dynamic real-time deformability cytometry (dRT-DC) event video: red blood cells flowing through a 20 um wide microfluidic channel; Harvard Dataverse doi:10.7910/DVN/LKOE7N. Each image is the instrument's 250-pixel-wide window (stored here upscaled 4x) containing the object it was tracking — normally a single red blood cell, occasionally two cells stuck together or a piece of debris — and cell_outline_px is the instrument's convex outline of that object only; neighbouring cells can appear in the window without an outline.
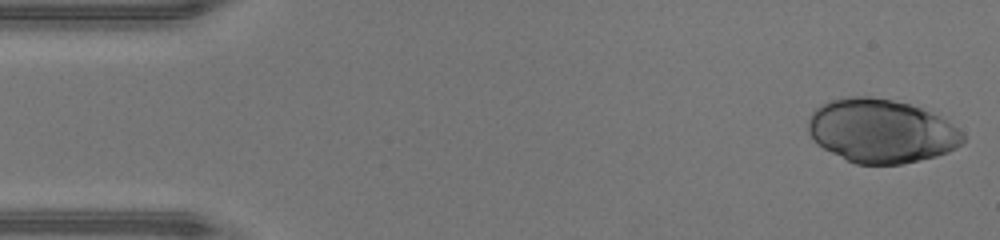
{"species": "human", "species_latin": "Homo sapiens", "temperature_condition": "warm", "stored_images_in_passage": 45, "camera_frame_rate_fps": 3000, "um_per_image_px": 0.085, "donor": {"sex": "male"}, "frame": {"image": 1, "passage_image": 1, "time_ms": 0.0, "image_size_px": [1000, 240], "cell_outline_px": [[964, 140], [956, 148], [948, 152], [936, 156], [920, 160], [900, 164], [856, 164], [816, 144], [808, 132], [808, 120], [812, 112], [816, 108], [828, 100], [848, 96], [868, 96], [892, 100], [908, 104], [920, 108], [940, 116], [964, 132]], "centroid_in_image_um": [74.89, 11.13], "position_along_channel_um": 10.1, "area_um2": 57.4}}
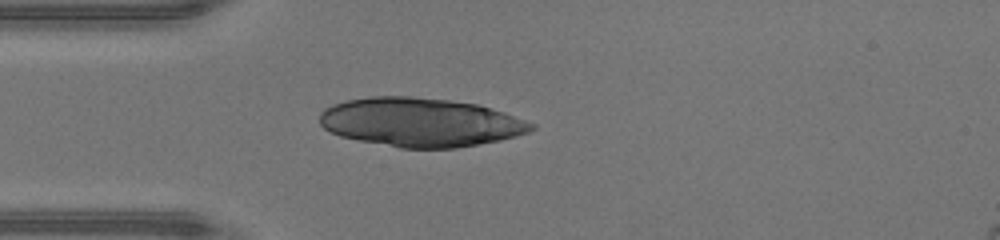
{"frame": {"image": 2, "passage_image": 12, "time_ms": 3.667, "image_size_px": [1000, 240], "cell_outline_px": [[536, 128], [528, 132], [516, 136], [500, 140], [456, 148], [400, 148], [340, 136], [324, 128], [320, 124], [320, 112], [324, 108], [332, 104], [344, 100], [368, 96], [412, 96], [448, 100], [476, 104], [504, 112], [536, 124]], "centroid_in_image_um": [35.72, 10.38], "position_along_channel_um": 49.3, "area_um2": 60.29}}